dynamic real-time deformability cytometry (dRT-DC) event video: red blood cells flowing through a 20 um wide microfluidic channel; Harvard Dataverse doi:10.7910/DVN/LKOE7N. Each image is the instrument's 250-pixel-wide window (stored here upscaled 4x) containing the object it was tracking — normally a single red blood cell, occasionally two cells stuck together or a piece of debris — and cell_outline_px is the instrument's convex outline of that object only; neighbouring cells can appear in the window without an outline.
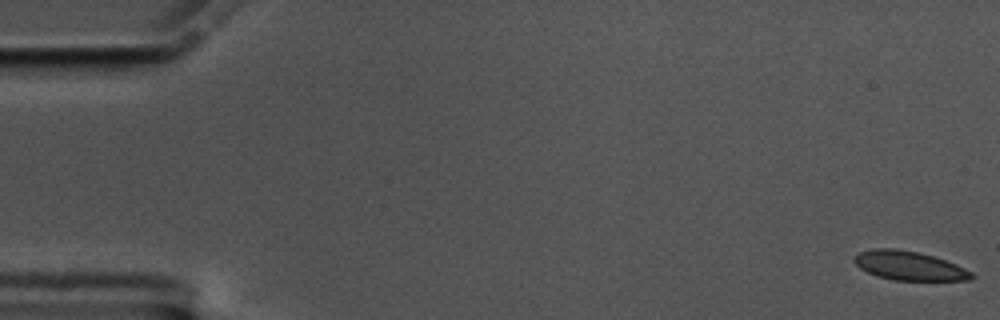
{"species": "common noctule bat (a hibernating species)", "species_latin": "Nyctalus noctula", "temperature_condition": "cold", "stored_images_in_passage": 13, "camera_frame_rate_fps": 3000, "um_per_image_px": 0.085, "animal": {"sex": "male", "body_mass_g": 17.5, "forearm_length_mm": 52.3}, "frame": {"image": 1, "passage_image": 1, "time_ms": 0.0, "image_size_px": [1000, 320], "cell_outline_px": [[976, 276], [972, 280], [892, 280], [876, 276], [860, 268], [852, 260], [860, 252], [872, 248], [896, 248], [916, 252], [932, 256], [956, 264], [972, 272]], "centroid_in_image_um": [77.28, 22.59], "position_along_channel_um": 7.7, "area_um2": 19.77}}